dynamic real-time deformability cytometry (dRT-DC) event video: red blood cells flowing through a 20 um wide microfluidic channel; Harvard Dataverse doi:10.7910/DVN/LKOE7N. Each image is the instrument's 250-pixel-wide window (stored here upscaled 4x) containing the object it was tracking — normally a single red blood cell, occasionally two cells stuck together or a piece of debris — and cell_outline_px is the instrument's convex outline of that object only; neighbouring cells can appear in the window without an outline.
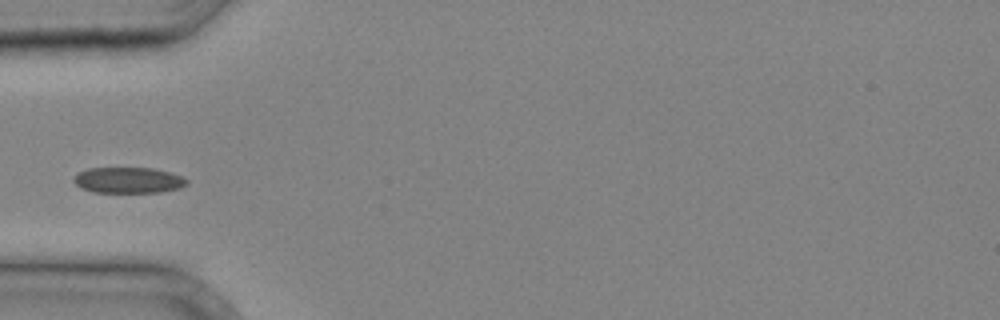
{"species": "common noctule bat (a hibernating species)", "species_latin": "Nyctalus noctula", "temperature_condition": "cold", "stored_images_in_passage": 25, "camera_frame_rate_fps": 3000, "um_per_image_px": 0.085, "animal": {"sex": "male", "body_mass_g": 20.4}, "frame": {"image": 1, "passage_image": 1, "time_ms": 0.0, "image_size_px": [1000, 320], "cell_outline_px": [[188, 184], [180, 188], [160, 192], [92, 192], [80, 188], [72, 180], [80, 172], [88, 168], [152, 168], [184, 176], [188, 180]], "centroid_in_image_um": [10.93, 15.32], "position_along_channel_um": 74.1, "area_um2": 17.05}}
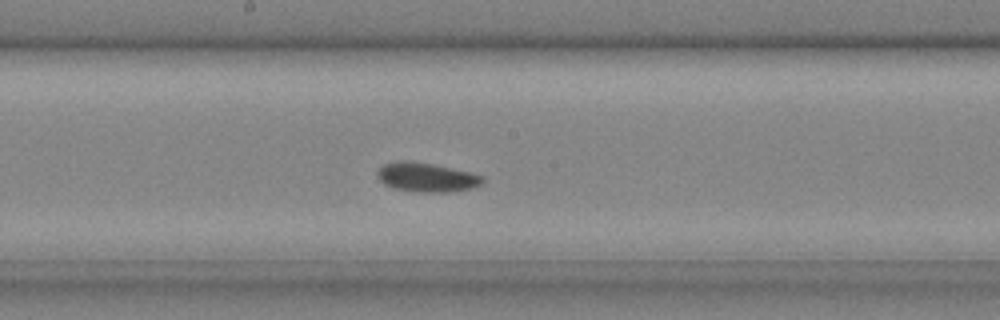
{"frame": {"image": 2, "passage_image": 9, "time_ms": 2.667, "image_size_px": [1000, 320], "cell_outline_px": [[484, 180], [480, 184], [472, 188], [448, 192], [416, 192], [392, 188], [384, 184], [376, 176], [376, 172], [384, 164], [396, 160], [412, 160], [432, 164], [468, 172], [484, 176]], "centroid_in_image_um": [36.2, 15.06], "position_along_channel_um": 212.0, "area_um2": 17.98}}
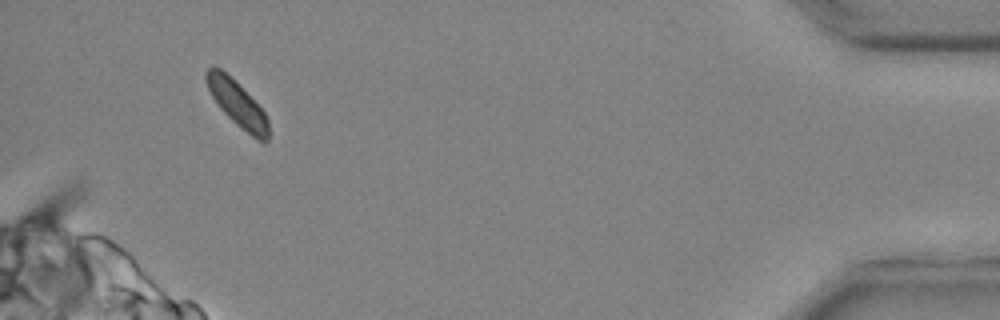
{"frame": {"image": 3, "passage_image": 24, "time_ms": 7.667, "image_size_px": [1000, 320], "cell_outline_px": [[268, 140], [264, 144], [256, 140], [236, 124], [220, 108], [212, 96], [204, 80], [204, 72], [212, 64], [220, 68], [264, 112], [268, 120]], "centroid_in_image_um": [20.13, 8.84], "position_along_channel_um": 415.1, "area_um2": 16.07}}